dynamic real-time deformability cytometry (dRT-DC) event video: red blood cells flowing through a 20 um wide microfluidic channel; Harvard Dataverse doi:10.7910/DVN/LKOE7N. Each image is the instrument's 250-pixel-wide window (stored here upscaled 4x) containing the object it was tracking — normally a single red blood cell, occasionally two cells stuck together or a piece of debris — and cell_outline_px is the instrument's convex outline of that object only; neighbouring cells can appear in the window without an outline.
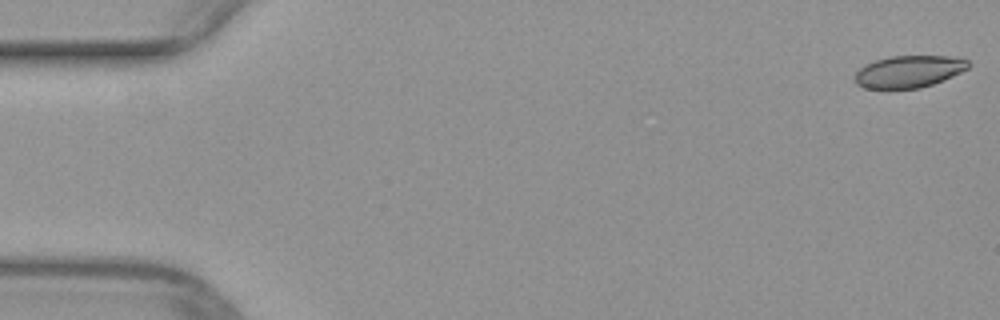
{"species": "common noctule bat (a hibernating species)", "species_latin": "Nyctalus noctula", "temperature_condition": "warm", "stored_images_in_passage": 51, "camera_frame_rate_fps": 3000, "um_per_image_px": 0.085, "animal": {"sex": "female", "body_mass_g": 29.2, "forearm_length_mm": 56.3}, "frame": {"image": 1, "passage_image": 1, "time_ms": 0.0, "image_size_px": [1000, 320], "cell_outline_px": [[972, 64], [968, 68], [944, 80], [920, 88], [864, 88], [856, 84], [852, 76], [864, 64], [888, 56], [948, 56], [968, 60]], "centroid_in_image_um": [77.22, 6.07], "position_along_channel_um": 7.8, "area_um2": 21.27}}
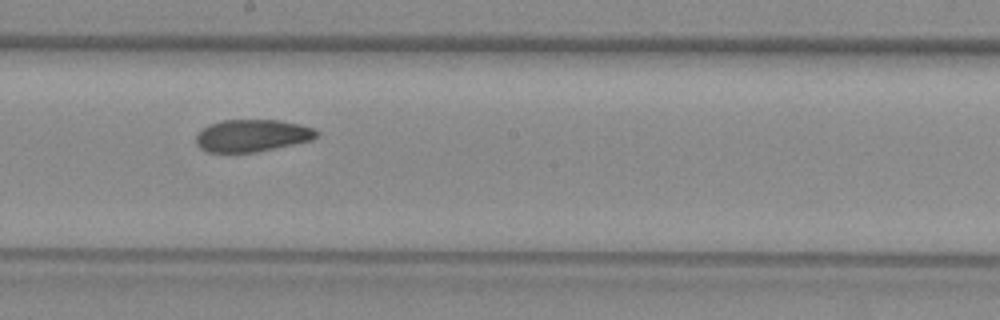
{"frame": {"image": 2, "passage_image": 28, "time_ms": 9.0, "image_size_px": [1000, 320], "cell_outline_px": [[316, 136], [312, 140], [256, 152], [208, 152], [200, 148], [196, 144], [196, 136], [208, 124], [224, 120], [280, 120], [300, 124], [312, 128], [316, 132]], "centroid_in_image_um": [21.4, 11.52], "position_along_channel_um": 226.8, "area_um2": 22.43}}
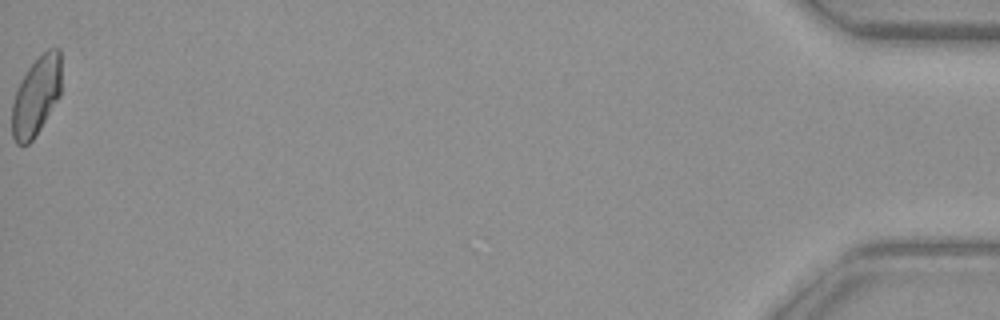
{"frame": {"image": 3, "passage_image": 51, "time_ms": 16.667, "image_size_px": [1000, 320], "cell_outline_px": [[60, 96], [40, 128], [32, 140], [28, 144], [16, 144], [12, 136], [12, 104], [20, 80], [28, 68], [48, 48], [60, 48]], "centroid_in_image_um": [3.07, 8.17], "position_along_channel_um": 432.1, "area_um2": 22.43}}